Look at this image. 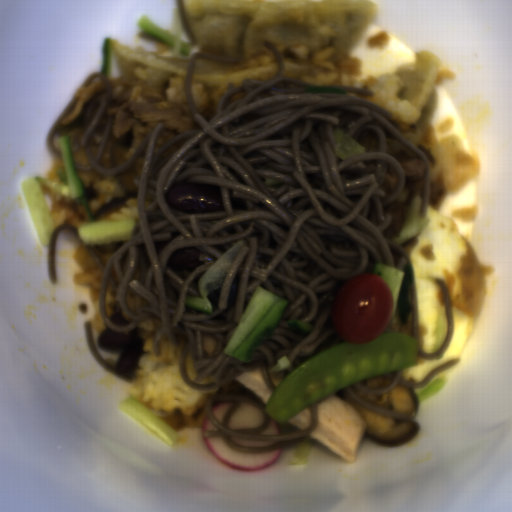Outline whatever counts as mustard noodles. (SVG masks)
Instances as JSON below:
<instances>
[{
  "label": "mustard noodles",
  "instance_id": "mustard-noodles-3",
  "mask_svg": "<svg viewBox=\"0 0 512 512\" xmlns=\"http://www.w3.org/2000/svg\"><path fill=\"white\" fill-rule=\"evenodd\" d=\"M461 362L460 358H453L435 368L430 370L426 373L424 376L422 382L415 381L411 376L409 380L404 378V371H396L391 383L387 386L383 387H368L366 385L361 384L360 382L354 385L356 388L361 390L362 392H367L371 394H385L388 393L394 386L397 384H400L405 387H415V388H424L428 384H430L433 379L438 376L439 374L443 373L444 371L450 369L451 367L455 366Z\"/></svg>",
  "mask_w": 512,
  "mask_h": 512
},
{
  "label": "mustard noodles",
  "instance_id": "mustard-noodles-7",
  "mask_svg": "<svg viewBox=\"0 0 512 512\" xmlns=\"http://www.w3.org/2000/svg\"><path fill=\"white\" fill-rule=\"evenodd\" d=\"M83 329H84V335H85V339H86L88 348H89L90 352L92 353L93 357L95 358V360L101 366H103L109 373L113 374L114 376H116V377H118V378H120V379H122L125 382L130 384L132 380H130L129 378H127L126 376L122 375L121 373L116 371L114 368H112L99 355V353H98V351L96 349V345H95V341H94V337H93L92 321H90V320L89 321H83Z\"/></svg>",
  "mask_w": 512,
  "mask_h": 512
},
{
  "label": "mustard noodles",
  "instance_id": "mustard-noodles-4",
  "mask_svg": "<svg viewBox=\"0 0 512 512\" xmlns=\"http://www.w3.org/2000/svg\"><path fill=\"white\" fill-rule=\"evenodd\" d=\"M433 281L440 286L441 292L443 295V299H444V303H445V316H446V321H447V334H446L440 348L435 353H426L418 347L417 356H420L426 360H439L442 356H444L452 342L454 335H455L453 310H452V303H451L449 289H448L445 281H443L439 277L434 278Z\"/></svg>",
  "mask_w": 512,
  "mask_h": 512
},
{
  "label": "mustard noodles",
  "instance_id": "mustard-noodles-5",
  "mask_svg": "<svg viewBox=\"0 0 512 512\" xmlns=\"http://www.w3.org/2000/svg\"><path fill=\"white\" fill-rule=\"evenodd\" d=\"M79 97H72V99L69 101V103L66 105V107L63 109L61 114L58 116V118L55 120L51 128L48 130L46 137H45V145L48 148V150L53 153L56 157L62 160V151H60L55 143H54V136L58 130V128L61 125L62 120L67 117L72 110L75 108L77 101Z\"/></svg>",
  "mask_w": 512,
  "mask_h": 512
},
{
  "label": "mustard noodles",
  "instance_id": "mustard-noodles-6",
  "mask_svg": "<svg viewBox=\"0 0 512 512\" xmlns=\"http://www.w3.org/2000/svg\"><path fill=\"white\" fill-rule=\"evenodd\" d=\"M61 229H71L73 232H75L78 235V230L75 226L72 224H61L56 225L53 230L51 231L49 243H48V249H47V267H48V275L51 284L57 283V276H56V262H55V241L58 232Z\"/></svg>",
  "mask_w": 512,
  "mask_h": 512
},
{
  "label": "mustard noodles",
  "instance_id": "mustard-noodles-1",
  "mask_svg": "<svg viewBox=\"0 0 512 512\" xmlns=\"http://www.w3.org/2000/svg\"><path fill=\"white\" fill-rule=\"evenodd\" d=\"M276 77L230 83L208 122L193 98L198 59L239 64L238 58L190 57L185 100L190 129L154 155L165 124L115 168L99 163L115 118H109L96 157L91 137L115 84L85 108L78 142L102 175L132 168L144 150L138 185L139 232L108 256L98 304L109 329L131 332L148 316L161 323L151 344L162 354L166 334L178 346L187 387L208 390L259 369L272 392L268 366L286 356L312 355L333 333L321 334L332 301L354 276L376 264L411 265L408 250L383 230L392 216L384 204L400 197L405 171L387 155L385 132L424 162L420 214L431 192L429 157L391 121L393 114L359 87L313 84L283 76L285 59L265 38ZM350 94V95H347ZM154 155V156H153ZM321 334V335H320Z\"/></svg>",
  "mask_w": 512,
  "mask_h": 512
},
{
  "label": "mustard noodles",
  "instance_id": "mustard-noodles-9",
  "mask_svg": "<svg viewBox=\"0 0 512 512\" xmlns=\"http://www.w3.org/2000/svg\"><path fill=\"white\" fill-rule=\"evenodd\" d=\"M410 313H411V333L410 336L419 340V327H418V296L416 283L410 286Z\"/></svg>",
  "mask_w": 512,
  "mask_h": 512
},
{
  "label": "mustard noodles",
  "instance_id": "mustard-noodles-2",
  "mask_svg": "<svg viewBox=\"0 0 512 512\" xmlns=\"http://www.w3.org/2000/svg\"><path fill=\"white\" fill-rule=\"evenodd\" d=\"M220 400H228L230 402V405L225 412L222 422L218 423L216 418L210 411V406L214 402ZM242 401L251 403L260 409L264 417L262 426L256 429H231L230 427H228L230 417L236 405H238ZM203 411L205 412L208 420L217 428L205 430L204 432H202L203 438L222 437L225 446L246 454L272 452L290 443L301 442L305 440L306 436H308L310 433L314 431L318 423L319 417V408L317 402L309 406L310 421L304 429L294 430L280 434H260L272 424V421L265 408L257 400L252 399L248 396L237 395L232 393H214L211 395H207ZM235 438L254 441L274 442V444L273 446L242 447L232 442L231 439Z\"/></svg>",
  "mask_w": 512,
  "mask_h": 512
},
{
  "label": "mustard noodles",
  "instance_id": "mustard-noodles-8",
  "mask_svg": "<svg viewBox=\"0 0 512 512\" xmlns=\"http://www.w3.org/2000/svg\"><path fill=\"white\" fill-rule=\"evenodd\" d=\"M345 389L348 392V394L352 400H354L355 402L361 404L362 406L372 410L373 412H375L379 415L411 422L412 416L393 411L391 409L379 406L377 404H374L372 402H369L365 399L360 398L359 395L356 393V391L353 389V387L351 385Z\"/></svg>",
  "mask_w": 512,
  "mask_h": 512
}]
</instances>
